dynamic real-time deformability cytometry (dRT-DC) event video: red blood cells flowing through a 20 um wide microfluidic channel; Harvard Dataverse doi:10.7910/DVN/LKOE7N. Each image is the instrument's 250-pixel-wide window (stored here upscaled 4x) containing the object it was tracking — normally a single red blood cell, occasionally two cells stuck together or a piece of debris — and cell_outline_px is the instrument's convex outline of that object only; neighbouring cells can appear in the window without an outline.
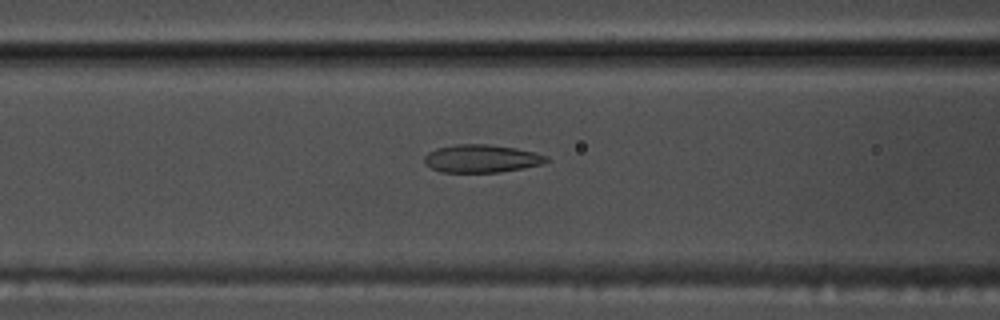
{"species": "common noctule bat (a hibernating species)", "species_latin": "Nyctalus noctula", "temperature_condition": "warm", "stored_images_in_passage": 39, "camera_frame_rate_fps": 3000, "um_per_image_px": 0.085, "animal": {"sex": "male", "body_mass_g": 17.5, "forearm_length_mm": 52.3}, "frame": {"image": 1, "passage_image": 7, "time_ms": 2.0, "image_size_px": [1000, 320], "cell_outline_px": [[548, 160], [544, 164], [524, 168], [500, 172], [440, 172], [424, 164], [424, 156], [428, 152], [436, 148], [456, 144], [488, 144], [516, 148], [548, 156]], "centroid_in_image_um": [40.91, 13.48], "position_along_channel_um": 125.7, "area_um2": 19.94}}
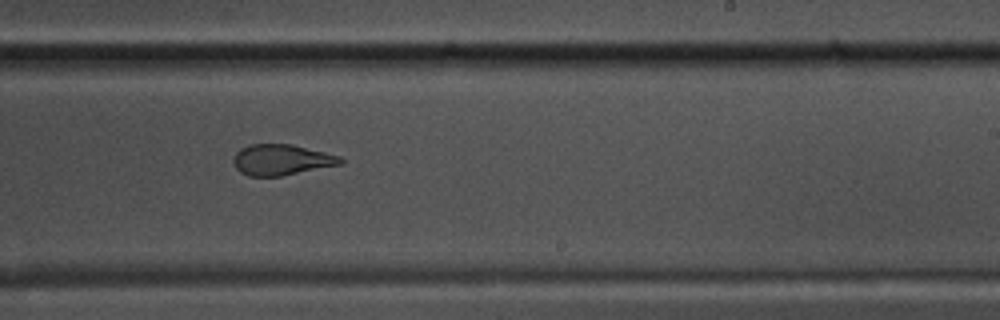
{"frame": {"image": 2, "passage_image": 18, "time_ms": 5.667, "image_size_px": [1000, 320], "cell_outline_px": [[344, 160], [340, 164], [280, 176], [248, 176], [240, 172], [236, 168], [232, 160], [236, 152], [240, 148], [248, 144], [292, 144], [340, 156]], "centroid_in_image_um": [23.87, 13.57], "position_along_channel_um": 265.1, "area_um2": 19.13}}
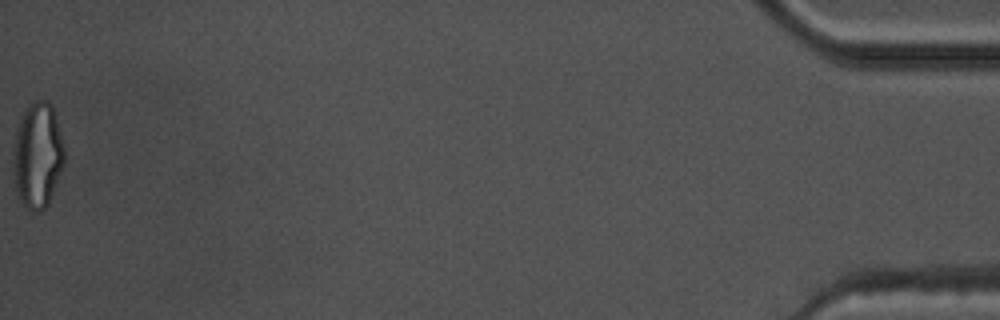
{"frame": {"image": 3, "passage_image": 39, "time_ms": 12.667, "image_size_px": [1000, 320], "cell_outline_px": [[64, 164], [48, 204], [44, 208], [36, 212], [32, 212], [24, 204], [16, 192], [12, 172], [12, 152], [16, 124], [24, 108], [36, 100], [48, 100], [52, 104], [56, 116], [64, 148]], "centroid_in_image_um": [3.16, 13.16], "position_along_channel_um": 432.0, "area_um2": 32.08}, "authors_computed_cell_mechanics": {"area_um2": 20.3456, "velocity_mm_per_s": 3.8149, "shape_relaxation_time_tau1_ms": 11.2169, "shape_relaxation_time_tau2_ms": 1.4782, "deformation_change_tau1": 0.2928, "deformation_change_tau2": 0.0973}}